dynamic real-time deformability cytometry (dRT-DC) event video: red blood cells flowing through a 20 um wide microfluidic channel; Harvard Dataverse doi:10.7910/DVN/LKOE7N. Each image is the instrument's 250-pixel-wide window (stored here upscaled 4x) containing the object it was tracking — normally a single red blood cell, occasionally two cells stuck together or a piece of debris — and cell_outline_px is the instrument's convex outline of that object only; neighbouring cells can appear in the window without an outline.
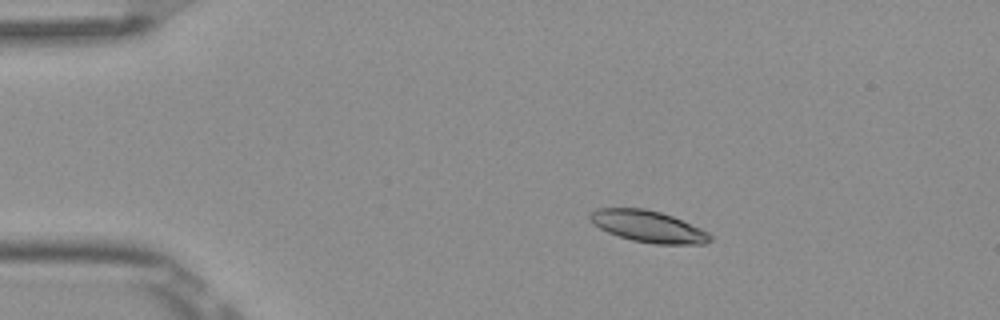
{"species": "Egyptian fruit bat (a non-hibernating species)", "species_latin": "Rousettus aegyptiacus", "temperature_condition": "room temperature", "stored_images_in_passage": 5, "camera_frame_rate_fps": 3000, "um_per_image_px": 0.085, "frame": {"image": 1, "passage_image": 2, "time_ms": 0.333, "image_size_px": [1000, 320], "cell_outline_px": [[712, 240], [704, 244], [656, 244], [632, 240], [608, 232], [600, 228], [588, 220], [588, 212], [596, 208], [644, 208], [660, 212], [672, 216], [700, 228], [708, 232], [712, 236]], "centroid_in_image_um": [55.06, 19.24], "position_along_channel_um": 29.9, "area_um2": 22.14}}
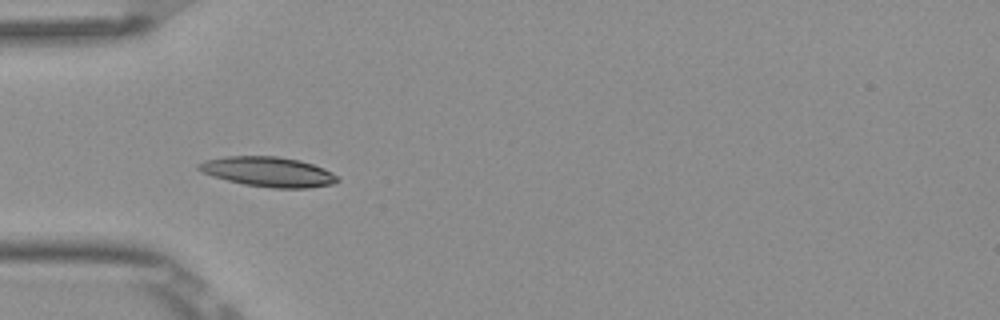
{"frame": {"image": 2, "passage_image": 4, "time_ms": 1.0, "image_size_px": [1000, 320], "cell_outline_px": [[340, 180], [332, 184], [308, 188], [272, 188], [244, 184], [212, 176], [196, 168], [196, 164], [204, 160], [224, 156], [276, 156], [300, 160], [324, 168], [332, 172]], "centroid_in_image_um": [22.79, 14.59], "position_along_channel_um": 62.2, "area_um2": 24.16}}
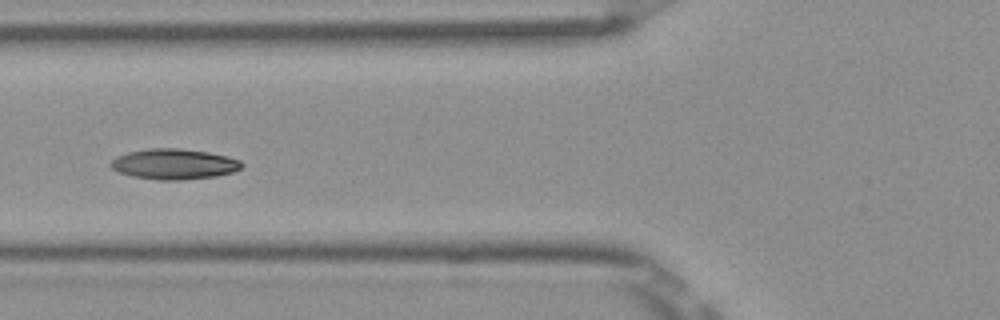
{"frame": {"image": 3, "passage_image": 5, "time_ms": 1.333, "image_size_px": [1000, 320], "cell_outline_px": [[244, 164], [240, 168], [232, 172], [216, 176], [180, 180], [160, 180], [136, 176], [120, 172], [112, 168], [108, 164], [116, 156], [128, 152], [148, 148], [180, 148], [208, 152], [228, 156], [240, 160]], "centroid_in_image_um": [14.8, 13.93], "position_along_channel_um": 111.0, "area_um2": 23.18}}